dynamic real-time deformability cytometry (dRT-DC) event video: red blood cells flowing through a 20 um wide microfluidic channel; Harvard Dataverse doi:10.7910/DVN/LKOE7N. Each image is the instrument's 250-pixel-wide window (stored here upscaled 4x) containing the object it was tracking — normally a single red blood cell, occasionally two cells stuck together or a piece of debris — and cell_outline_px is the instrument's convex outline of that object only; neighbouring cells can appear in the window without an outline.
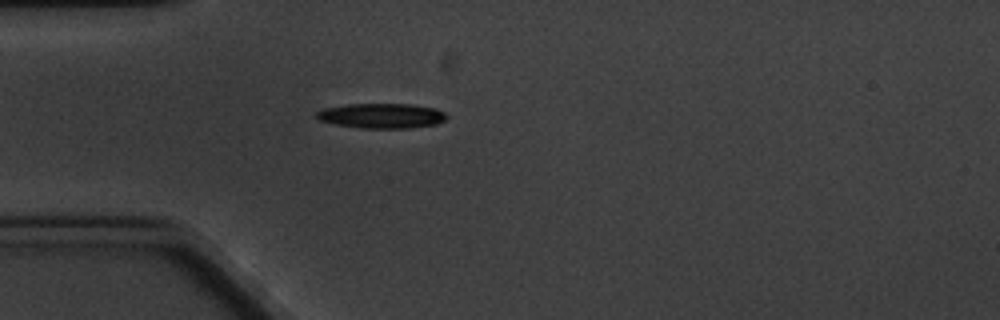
{"species": "common noctule bat (a hibernating species)", "species_latin": "Nyctalus noctula", "temperature_condition": "cold", "stored_images_in_passage": 2, "camera_frame_rate_fps": 3000, "um_per_image_px": 0.085, "animal": {"sex": "male", "body_mass_g": 20.1, "forearm_length_mm": 53.5}, "frame": {"image": 1, "passage_image": 1, "time_ms": 0.0, "image_size_px": [1000, 320], "cell_outline_px": [[448, 116], [444, 120], [436, 124], [408, 128], [360, 128], [336, 124], [320, 120], [316, 116], [316, 112], [324, 108], [348, 104], [412, 104], [436, 108], [444, 112]], "centroid_in_image_um": [32.46, 9.83], "position_along_channel_um": 52.5, "area_um2": 18.84}}